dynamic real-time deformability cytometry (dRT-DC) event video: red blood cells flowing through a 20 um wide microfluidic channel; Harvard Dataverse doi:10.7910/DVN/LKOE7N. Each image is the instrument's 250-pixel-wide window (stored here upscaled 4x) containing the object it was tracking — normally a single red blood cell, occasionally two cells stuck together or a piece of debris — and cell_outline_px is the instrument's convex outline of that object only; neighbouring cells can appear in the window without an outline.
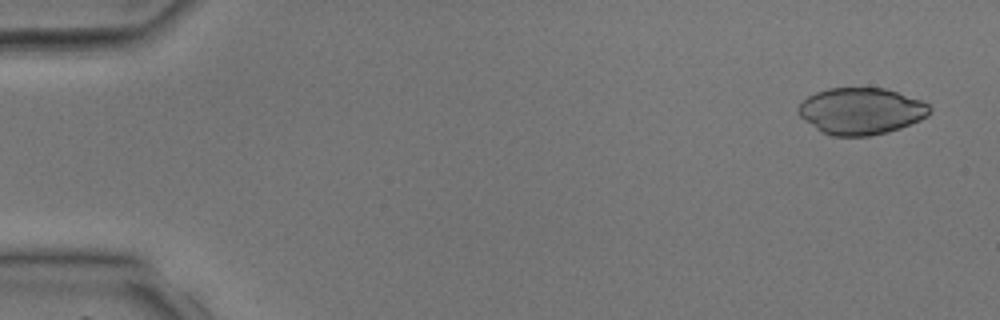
{"species": "common noctule bat (a hibernating species)", "species_latin": "Nyctalus noctula", "temperature_condition": "room temperature", "stored_images_in_passage": 39, "camera_frame_rate_fps": 3000, "um_per_image_px": 0.085, "animal": {"sex": "male", "body_mass_g": 17.9, "forearm_length_mm": 54.2}, "frame": {"image": 1, "passage_image": 2, "time_ms": 0.333, "image_size_px": [1000, 320], "cell_outline_px": [[932, 112], [928, 116], [920, 120], [900, 128], [888, 132], [868, 136], [832, 136], [816, 128], [804, 120], [796, 112], [800, 104], [808, 96], [816, 92], [828, 88], [884, 88], [920, 100], [928, 104], [932, 108]], "centroid_in_image_um": [73.2, 9.44], "position_along_channel_um": 11.8, "area_um2": 35.6}}